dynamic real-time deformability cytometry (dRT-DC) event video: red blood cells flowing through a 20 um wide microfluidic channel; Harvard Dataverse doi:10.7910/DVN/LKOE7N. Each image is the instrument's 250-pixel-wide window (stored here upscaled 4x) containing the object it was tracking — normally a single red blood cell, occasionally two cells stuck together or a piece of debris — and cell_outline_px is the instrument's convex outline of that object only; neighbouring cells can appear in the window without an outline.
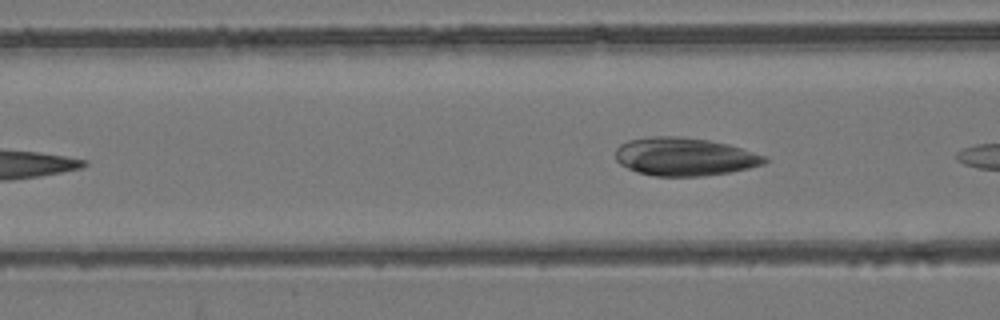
{"species": "common noctule bat (a hibernating species)", "species_latin": "Nyctalus noctula", "temperature_condition": "room temperature", "stored_images_in_passage": 4, "camera_frame_rate_fps": 3000, "um_per_image_px": 0.085, "animal": {"sex": "female", "body_mass_g": 24.6, "forearm_length_mm": 56.2}, "frame": {"image": 1, "passage_image": 4, "time_ms": 3.667, "image_size_px": [1000, 320], "cell_outline_px": [[768, 160], [764, 164], [748, 168], [728, 172], [700, 176], [656, 176], [636, 172], [620, 164], [616, 160], [616, 148], [620, 144], [628, 140], [652, 136], [680, 136], [708, 140], [728, 144], [768, 156]], "centroid_in_image_um": [58.18, 13.31], "position_along_channel_um": 108.4, "area_um2": 33.18}}